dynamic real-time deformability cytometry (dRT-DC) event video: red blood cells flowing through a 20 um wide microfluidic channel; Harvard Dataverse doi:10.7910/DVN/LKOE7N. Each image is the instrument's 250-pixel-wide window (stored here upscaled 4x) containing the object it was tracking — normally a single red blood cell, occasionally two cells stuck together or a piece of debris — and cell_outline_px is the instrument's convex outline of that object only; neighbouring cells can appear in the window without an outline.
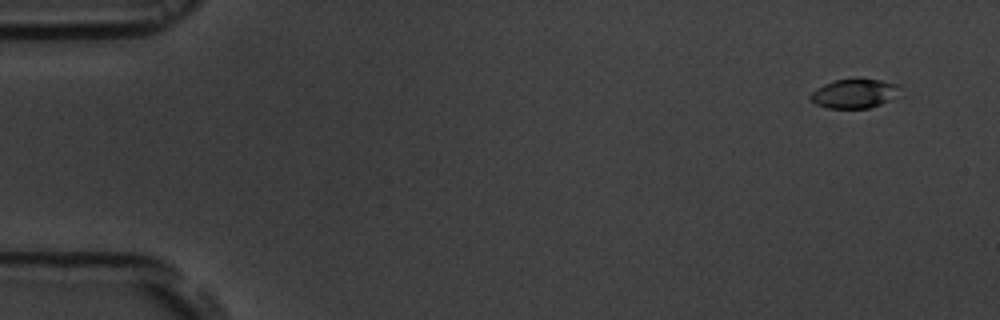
{"species": "common noctule bat (a hibernating species)", "species_latin": "Nyctalus noctula", "temperature_condition": "room temperature", "stored_images_in_passage": 6, "camera_frame_rate_fps": 3000, "um_per_image_px": 0.085, "animal": {"sex": "male", "body_mass_g": 19.5, "forearm_length_mm": 54.6}, "frame": {"image": 1, "passage_image": 1, "time_ms": 0.0, "image_size_px": [1000, 320], "cell_outline_px": [[900, 96], [880, 104], [868, 108], [828, 108], [816, 104], [808, 96], [816, 88], [824, 84], [836, 80], [860, 76], [900, 84]], "centroid_in_image_um": [72.67, 7.91], "position_along_channel_um": 12.3, "area_um2": 15.78}}
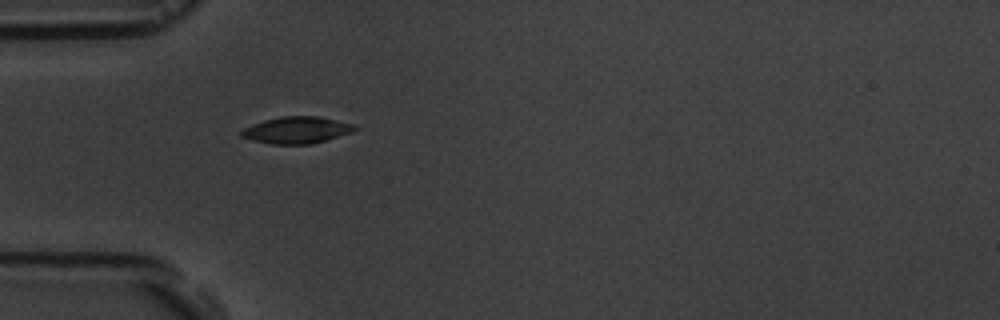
{"frame": {"image": 2, "passage_image": 5, "time_ms": 4.667, "image_size_px": [1000, 320], "cell_outline_px": [[360, 128], [352, 132], [312, 144], [268, 144], [252, 140], [240, 136], [240, 132], [244, 128], [252, 124], [264, 120], [280, 116], [316, 116], [356, 124]], "centroid_in_image_um": [25.23, 11.05], "position_along_channel_um": 59.8, "area_um2": 17.8}}
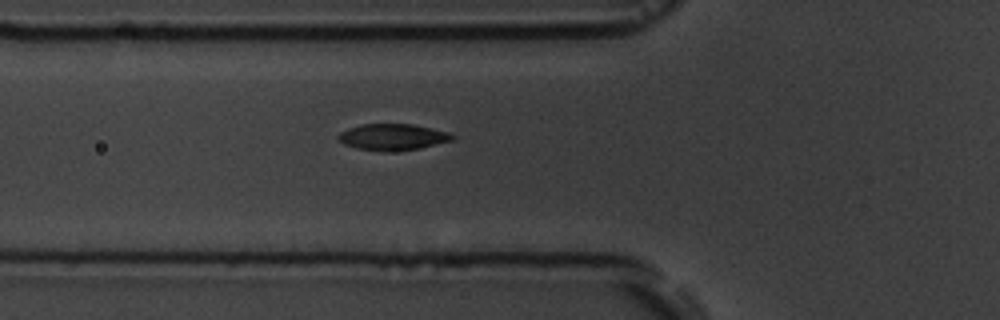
{"frame": {"image": 3, "passage_image": 6, "time_ms": 5.667, "image_size_px": [1000, 320], "cell_outline_px": [[456, 136], [452, 140], [420, 148], [388, 152], [356, 148], [344, 144], [336, 136], [340, 132], [348, 128], [364, 124], [412, 124], [432, 128], [448, 132]], "centroid_in_image_um": [33.37, 11.64], "position_along_channel_um": 92.4, "area_um2": 17.46}}